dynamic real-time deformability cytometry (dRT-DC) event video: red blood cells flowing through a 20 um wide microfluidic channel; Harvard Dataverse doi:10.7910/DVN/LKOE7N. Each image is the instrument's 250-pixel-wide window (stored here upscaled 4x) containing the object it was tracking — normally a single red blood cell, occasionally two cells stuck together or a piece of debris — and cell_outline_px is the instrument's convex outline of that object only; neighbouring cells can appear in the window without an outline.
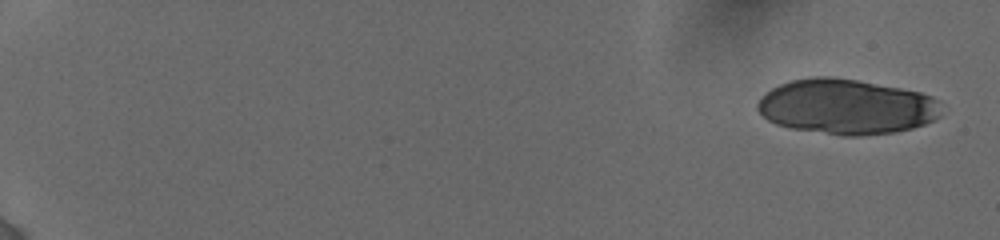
{"species": "human", "species_latin": "Homo sapiens", "temperature_condition": "cold", "stored_images_in_passage": 13, "camera_frame_rate_fps": 3000, "um_per_image_px": 0.085, "donor": {"sex": "female"}, "frame": {"image": 1, "passage_image": 1, "time_ms": 0.0, "image_size_px": [1000, 240], "cell_outline_px": [[940, 116], [924, 124], [912, 128], [896, 132], [860, 136], [844, 136], [792, 128], [776, 124], [768, 120], [756, 108], [756, 104], [772, 88], [780, 84], [792, 80], [812, 76], [832, 76], [856, 80], [900, 88], [920, 92], [932, 96]], "centroid_in_image_um": [71.91, 9.07], "position_along_channel_um": 13.1, "area_um2": 58.55}}
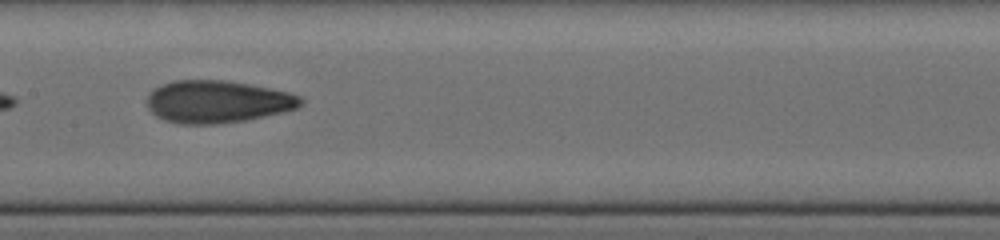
{"frame": {"image": 2, "passage_image": 11, "time_ms": 10.0, "image_size_px": [1000, 240], "cell_outline_px": [[304, 104], [296, 108], [284, 112], [244, 120], [216, 124], [180, 124], [164, 120], [156, 116], [148, 108], [148, 96], [156, 88], [172, 80], [224, 80], [248, 84], [288, 92], [300, 96], [304, 100]], "centroid_in_image_um": [18.5, 8.65], "position_along_channel_um": 188.9, "area_um2": 37.8}}
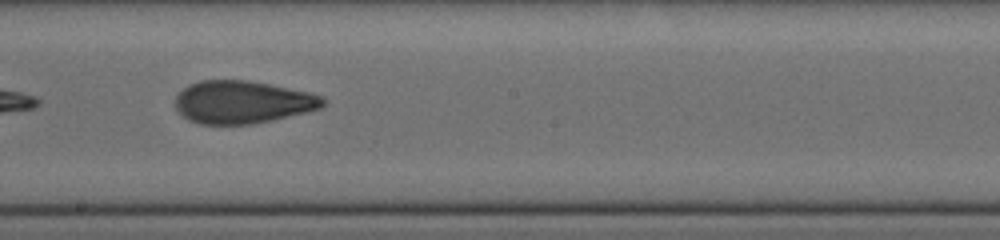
{"frame": {"image": 3, "passage_image": 12, "time_ms": 11.0, "image_size_px": [1000, 240], "cell_outline_px": [[324, 104], [320, 108], [272, 120], [252, 124], [200, 124], [188, 120], [176, 108], [176, 96], [188, 84], [200, 80], [248, 80], [308, 92], [324, 96]], "centroid_in_image_um": [20.59, 8.67], "position_along_channel_um": 227.6, "area_um2": 36.47}}